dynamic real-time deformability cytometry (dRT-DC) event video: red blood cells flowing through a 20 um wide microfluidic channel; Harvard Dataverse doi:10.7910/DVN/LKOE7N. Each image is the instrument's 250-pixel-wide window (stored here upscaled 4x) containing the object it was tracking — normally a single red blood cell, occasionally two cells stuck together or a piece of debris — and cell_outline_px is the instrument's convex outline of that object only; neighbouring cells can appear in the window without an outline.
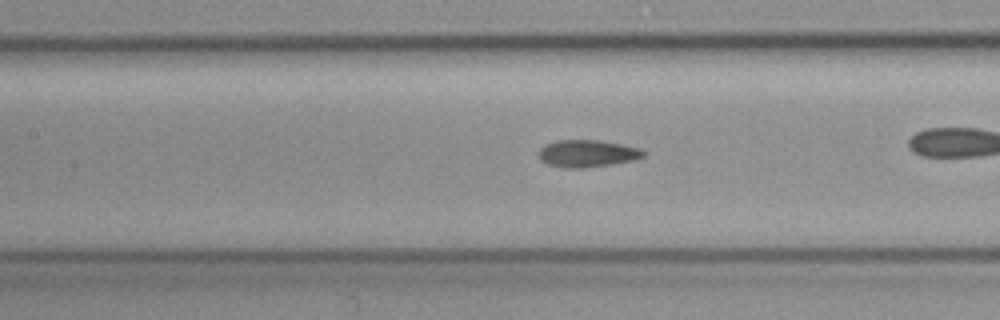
{"species": "common noctule bat (a hibernating species)", "species_latin": "Nyctalus noctula", "temperature_condition": "cold", "stored_images_in_passage": 45, "camera_frame_rate_fps": 3000, "um_per_image_px": 0.085, "animal": {"sex": "female", "body_mass_g": 19.3, "forearm_length_mm": 54.1}, "frame": {"image": 1, "passage_image": 26, "time_ms": 8.333, "image_size_px": [1000, 320], "cell_outline_px": [[648, 152], [644, 156], [636, 160], [584, 168], [560, 168], [548, 164], [540, 160], [540, 148], [544, 144], [556, 140], [600, 140], [640, 148]], "centroid_in_image_um": [49.93, 13.05], "position_along_channel_um": 157.5, "area_um2": 16.76}}